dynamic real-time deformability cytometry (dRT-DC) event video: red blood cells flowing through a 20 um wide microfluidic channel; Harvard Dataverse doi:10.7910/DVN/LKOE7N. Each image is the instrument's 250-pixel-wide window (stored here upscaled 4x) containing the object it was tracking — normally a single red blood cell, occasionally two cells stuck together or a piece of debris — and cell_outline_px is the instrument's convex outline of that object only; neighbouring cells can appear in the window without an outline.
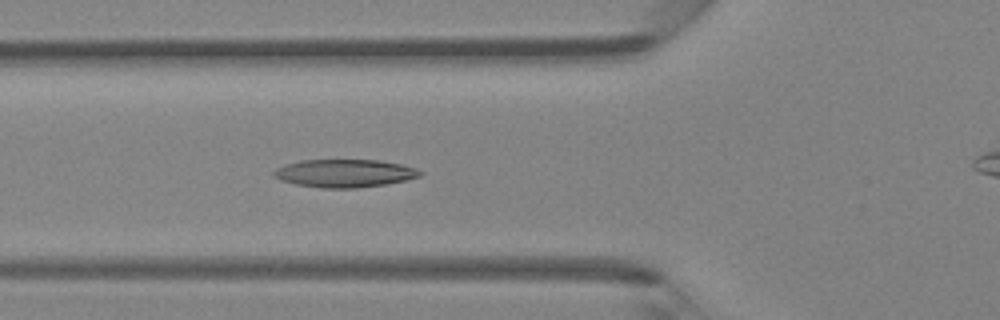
{"species": "Egyptian fruit bat (a non-hibernating species)", "species_latin": "Rousettus aegyptiacus", "temperature_condition": "room temperature", "stored_images_in_passage": 49, "camera_frame_rate_fps": 3000, "um_per_image_px": 0.085, "animal": {"sex": "female"}, "frame": {"image": 1, "passage_image": 18, "time_ms": 5.667, "image_size_px": [1000, 320], "cell_outline_px": [[424, 172], [420, 176], [408, 180], [384, 184], [356, 188], [320, 188], [296, 184], [280, 180], [272, 176], [272, 172], [276, 168], [284, 164], [300, 160], [380, 160], [400, 164], [416, 168]], "centroid_in_image_um": [29.27, 14.72], "position_along_channel_um": 96.5, "area_um2": 23.99}}
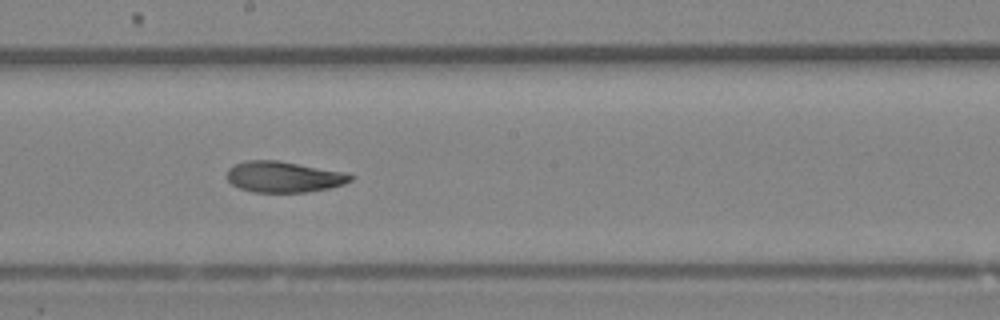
{"frame": {"image": 2, "passage_image": 27, "time_ms": 8.667, "image_size_px": [1000, 320], "cell_outline_px": [[352, 180], [344, 184], [328, 188], [308, 192], [252, 192], [240, 188], [232, 184], [224, 176], [228, 168], [236, 164], [248, 160], [280, 160], [348, 172], [352, 176]], "centroid_in_image_um": [24.12, 15.02], "position_along_channel_um": 224.1, "area_um2": 22.6}}
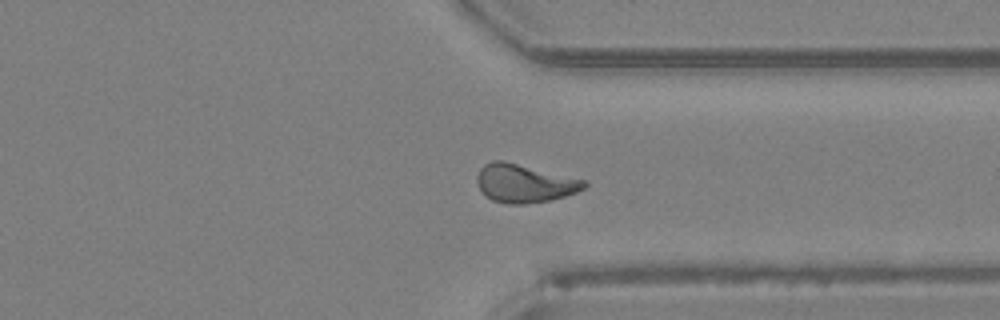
{"frame": {"image": 3, "passage_image": 37, "time_ms": 12.0, "image_size_px": [1000, 320], "cell_outline_px": [[588, 184], [584, 188], [576, 192], [564, 196], [548, 200], [524, 204], [508, 204], [492, 200], [480, 188], [476, 180], [476, 176], [480, 168], [484, 164], [492, 160], [504, 160], [588, 180]], "centroid_in_image_um": [44.59, 15.56], "position_along_channel_um": 366.8, "area_um2": 23.99}, "authors_computed_cell_mechanics": {"area_um2": 23.0044, "velocity_mm_per_s": 4.2786, "shape_relaxation_time_tau1_ms": 5.5323, "shape_relaxation_time_tau2_ms": 2.1471, "deformation_change_tau1": 0.1805, "deformation_change_tau2": 0.076}}